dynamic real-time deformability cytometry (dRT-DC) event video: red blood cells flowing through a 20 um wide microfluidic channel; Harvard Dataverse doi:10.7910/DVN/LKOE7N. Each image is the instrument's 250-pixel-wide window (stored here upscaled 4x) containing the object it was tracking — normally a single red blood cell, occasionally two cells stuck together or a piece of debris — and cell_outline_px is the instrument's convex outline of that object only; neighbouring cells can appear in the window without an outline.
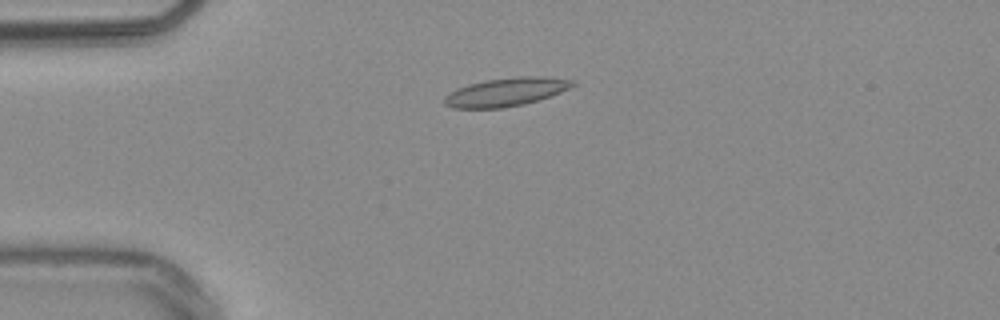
{"species": "common noctule bat (a hibernating species)", "species_latin": "Nyctalus noctula", "temperature_condition": "warm", "stored_images_in_passage": 44, "camera_frame_rate_fps": 3000, "um_per_image_px": 0.085, "animal": {"sex": "male", "body_mass_g": 20.4}, "frame": {"image": 1, "passage_image": 4, "time_ms": 1.0, "image_size_px": [1000, 320], "cell_outline_px": [[576, 84], [560, 92], [524, 104], [504, 108], [452, 108], [444, 104], [444, 96], [456, 88], [468, 84], [484, 80], [520, 76], [544, 76], [576, 80]], "centroid_in_image_um": [42.99, 7.81], "position_along_channel_um": 42.0, "area_um2": 21.27}}
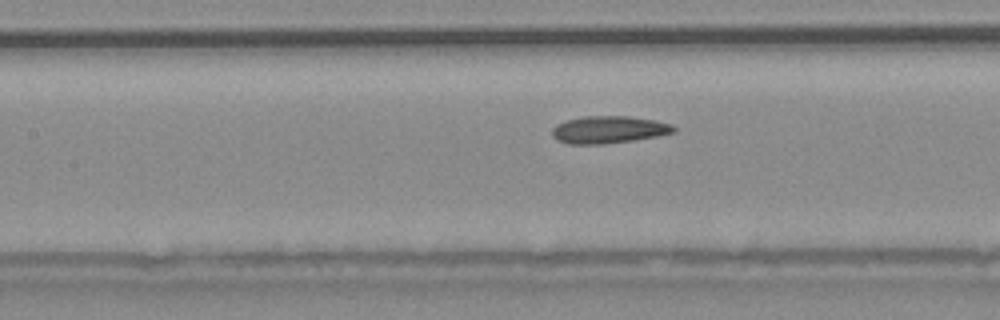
{"frame": {"image": 2, "passage_image": 15, "time_ms": 4.667, "image_size_px": [1000, 320], "cell_outline_px": [[676, 132], [656, 136], [632, 140], [604, 144], [568, 144], [556, 140], [552, 136], [552, 128], [556, 124], [568, 120], [584, 116], [628, 116], [656, 120], [672, 124], [676, 128]], "centroid_in_image_um": [51.73, 11.02], "position_along_channel_um": 155.7, "area_um2": 19.42}}
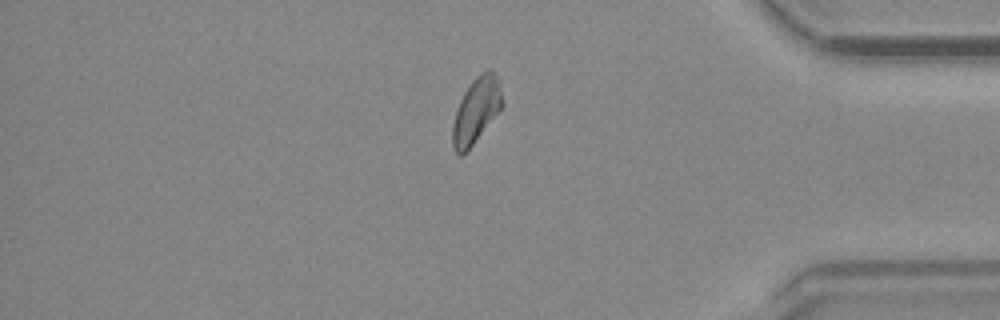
{"frame": {"image": 3, "passage_image": 36, "time_ms": 11.667, "image_size_px": [1000, 320], "cell_outline_px": [[504, 104], [472, 144], [460, 156], [456, 156], [452, 148], [452, 124], [460, 100], [464, 92], [472, 80], [480, 72], [488, 68], [500, 80]], "centroid_in_image_um": [40.47, 9.35], "position_along_channel_um": 394.7, "area_um2": 18.84}, "authors_computed_cell_mechanics": {"area_um2": 18.8139, "velocity_mm_per_s": 3.7897, "shape_relaxation_time_tau1_ms": null, "shape_relaxation_time_tau2_ms": 3.638, "deformation_change_tau1": null, "deformation_change_tau2": 0.084}}